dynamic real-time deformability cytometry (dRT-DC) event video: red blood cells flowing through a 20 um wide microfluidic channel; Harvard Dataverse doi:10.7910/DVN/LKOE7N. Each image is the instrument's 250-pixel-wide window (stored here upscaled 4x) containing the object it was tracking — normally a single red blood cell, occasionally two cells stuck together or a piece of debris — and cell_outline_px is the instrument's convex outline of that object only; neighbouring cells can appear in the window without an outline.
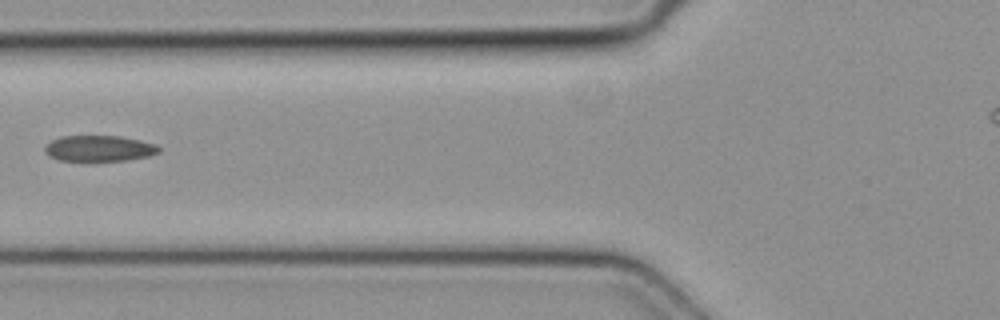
{"species": "common noctule bat (a hibernating species)", "species_latin": "Nyctalus noctula", "temperature_condition": "cold", "stored_images_in_passage": 2, "camera_frame_rate_fps": 3000, "um_per_image_px": 0.085, "animal": {"sex": "female", "body_mass_g": 19.3, "forearm_length_mm": 54.1}, "frame": {"image": 1, "passage_image": 2, "time_ms": 0.333, "image_size_px": [1000, 320], "cell_outline_px": [[160, 152], [148, 156], [128, 160], [60, 160], [48, 156], [44, 152], [44, 144], [60, 136], [120, 136], [140, 140], [156, 144], [160, 148]], "centroid_in_image_um": [8.4, 12.6], "position_along_channel_um": 117.4, "area_um2": 17.22}}